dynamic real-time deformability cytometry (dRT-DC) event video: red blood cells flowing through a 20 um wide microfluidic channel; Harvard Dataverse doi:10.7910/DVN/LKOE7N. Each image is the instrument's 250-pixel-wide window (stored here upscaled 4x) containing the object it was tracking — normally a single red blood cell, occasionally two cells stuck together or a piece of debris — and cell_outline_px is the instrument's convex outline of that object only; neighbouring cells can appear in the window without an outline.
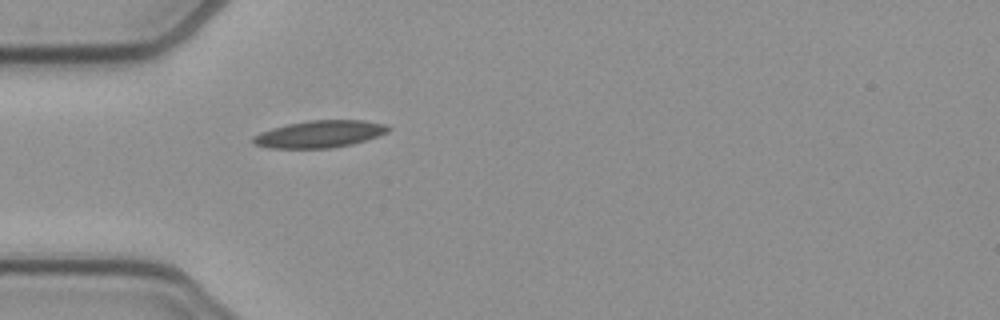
{"species": "common noctule bat (a hibernating species)", "species_latin": "Nyctalus noctula", "temperature_condition": "cold", "stored_images_in_passage": 38, "camera_frame_rate_fps": 3000, "um_per_image_px": 0.085, "animal": {"sex": "female", "body_mass_g": 21.9}, "frame": {"image": 1, "passage_image": 1, "time_ms": 0.0, "image_size_px": [1000, 320], "cell_outline_px": [[392, 128], [388, 132], [352, 144], [332, 148], [268, 148], [252, 144], [252, 136], [260, 132], [272, 128], [288, 124], [308, 120], [364, 120], [384, 124]], "centroid_in_image_um": [27.13, 11.39], "position_along_channel_um": 57.9, "area_um2": 21.39}}
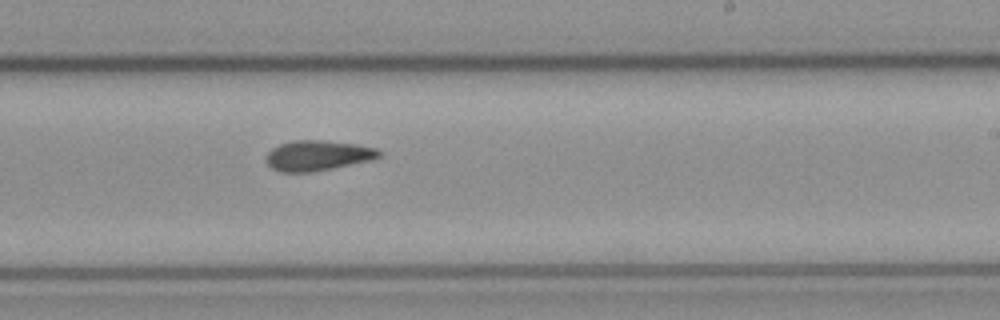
{"frame": {"image": 2, "passage_image": 17, "time_ms": 5.333, "image_size_px": [1000, 320], "cell_outline_px": [[380, 156], [372, 160], [312, 172], [280, 172], [272, 168], [264, 160], [264, 156], [272, 148], [280, 144], [292, 140], [320, 140], [356, 144], [376, 148], [380, 152]], "centroid_in_image_um": [26.95, 13.22], "position_along_channel_um": 262.0, "area_um2": 19.94}}
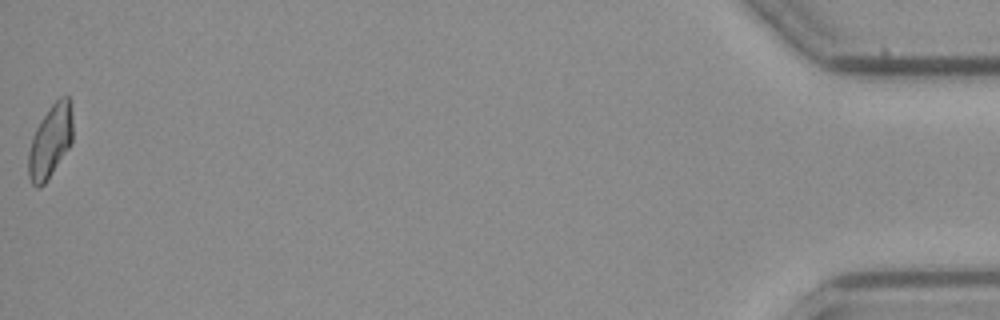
{"frame": {"image": 3, "passage_image": 38, "time_ms": 12.333, "image_size_px": [1000, 320], "cell_outline_px": [[72, 140], [68, 148], [44, 184], [40, 188], [36, 188], [32, 184], [28, 176], [28, 152], [32, 136], [40, 120], [52, 104], [60, 96], [68, 96], [72, 112]], "centroid_in_image_um": [4.25, 12.01], "position_along_channel_um": 430.9, "area_um2": 18.73}, "authors_computed_cell_mechanics": {"area_um2": 19.3919, "velocity_mm_per_s": 3.8902, "shape_relaxation_time_tau1_ms": 6.0157, "shape_relaxation_time_tau2_ms": 5.0453, "deformation_change_tau1": 0.1638, "deformation_change_tau2": 0.1285}}